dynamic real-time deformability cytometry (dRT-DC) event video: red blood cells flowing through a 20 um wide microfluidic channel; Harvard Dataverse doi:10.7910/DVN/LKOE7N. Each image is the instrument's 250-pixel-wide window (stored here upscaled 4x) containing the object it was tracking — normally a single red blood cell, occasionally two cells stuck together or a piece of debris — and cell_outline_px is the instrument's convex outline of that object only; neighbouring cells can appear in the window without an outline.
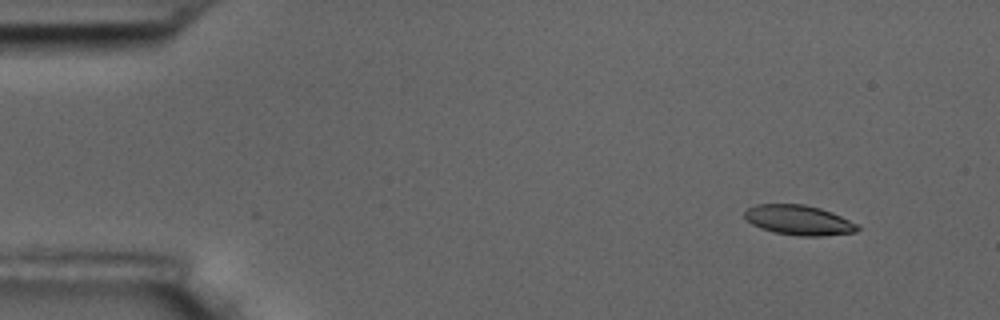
{"species": "common noctule bat (a hibernating species)", "species_latin": "Nyctalus noctula", "temperature_condition": "room temperature", "stored_images_in_passage": 51, "camera_frame_rate_fps": 3000, "um_per_image_px": 0.085, "animal": {"sex": "male", "body_mass_g": 17.5, "forearm_length_mm": 52.3}, "frame": {"image": 1, "passage_image": 1, "time_ms": 0.0, "image_size_px": [1000, 320], "cell_outline_px": [[860, 228], [856, 232], [824, 236], [796, 236], [776, 232], [760, 228], [752, 224], [744, 216], [744, 212], [748, 208], [756, 204], [804, 204], [820, 208], [832, 212], [856, 224]], "centroid_in_image_um": [67.89, 18.71], "position_along_channel_um": 17.1, "area_um2": 19.59}}
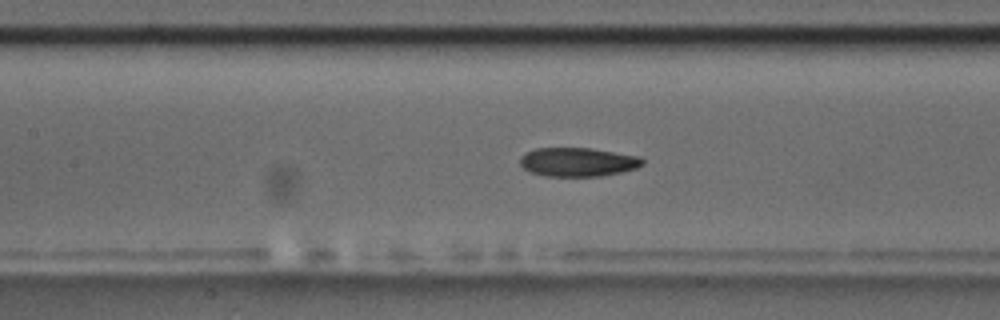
{"frame": {"image": 2, "passage_image": 21, "time_ms": 6.667, "image_size_px": [1000, 320], "cell_outline_px": [[644, 164], [636, 168], [620, 172], [600, 176], [544, 176], [532, 172], [524, 168], [520, 164], [520, 156], [524, 152], [536, 148], [592, 148], [640, 156], [644, 160]], "centroid_in_image_um": [49.11, 13.76], "position_along_channel_um": 158.3, "area_um2": 20.69}}
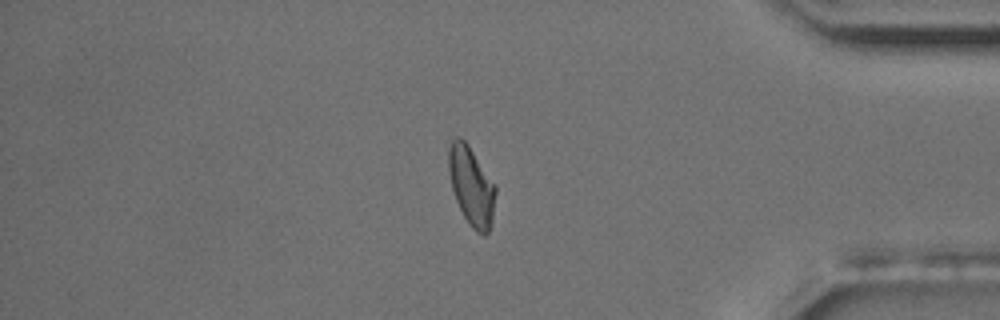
{"frame": {"image": 3, "passage_image": 43, "time_ms": 14.0, "image_size_px": [1000, 320], "cell_outline_px": [[496, 192], [492, 224], [488, 232], [484, 236], [476, 232], [468, 224], [456, 200], [452, 188], [448, 172], [448, 148], [452, 140], [456, 136], [460, 136], [468, 144], [496, 184]], "centroid_in_image_um": [40.08, 15.81], "position_along_channel_um": 395.1, "area_um2": 21.91}, "authors_computed_cell_mechanics": {"area_um2": 20.9814, "velocity_mm_per_s": 3.6257, "shape_relaxation_time_tau1_ms": null, "shape_relaxation_time_tau2_ms": 3.299, "deformation_change_tau1": null, "deformation_change_tau2": 0.0984}}